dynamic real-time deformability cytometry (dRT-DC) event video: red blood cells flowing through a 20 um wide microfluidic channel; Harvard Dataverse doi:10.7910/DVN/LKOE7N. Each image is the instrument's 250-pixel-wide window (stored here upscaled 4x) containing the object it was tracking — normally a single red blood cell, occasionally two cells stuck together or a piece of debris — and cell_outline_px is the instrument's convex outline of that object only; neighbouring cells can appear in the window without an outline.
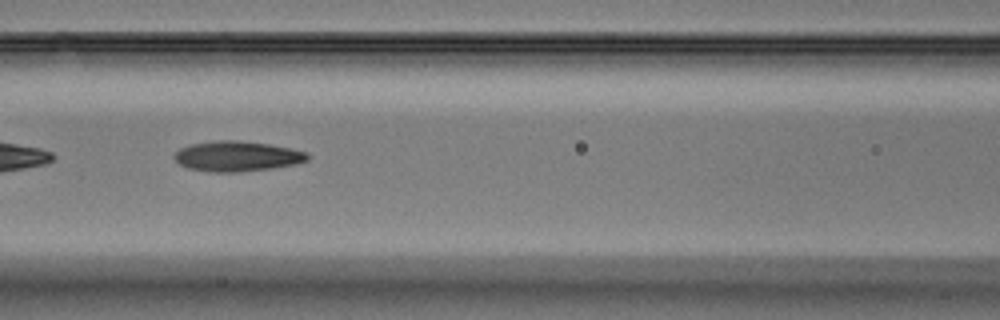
{"species": "Egyptian fruit bat (a non-hibernating species)", "species_latin": "Rousettus aegyptiacus", "temperature_condition": "warm", "stored_images_in_passage": 19, "camera_frame_rate_fps": 3000, "um_per_image_px": 0.085, "animal": {"sex": "male"}, "frame": {"image": 1, "passage_image": 11, "time_ms": 3.333, "image_size_px": [1000, 320], "cell_outline_px": [[308, 160], [296, 164], [272, 168], [240, 172], [208, 172], [188, 168], [180, 164], [172, 156], [180, 148], [192, 144], [216, 140], [236, 140], [268, 144], [288, 148], [304, 152], [308, 156]], "centroid_in_image_um": [20.11, 13.29], "position_along_channel_um": 146.5, "area_um2": 23.29}}